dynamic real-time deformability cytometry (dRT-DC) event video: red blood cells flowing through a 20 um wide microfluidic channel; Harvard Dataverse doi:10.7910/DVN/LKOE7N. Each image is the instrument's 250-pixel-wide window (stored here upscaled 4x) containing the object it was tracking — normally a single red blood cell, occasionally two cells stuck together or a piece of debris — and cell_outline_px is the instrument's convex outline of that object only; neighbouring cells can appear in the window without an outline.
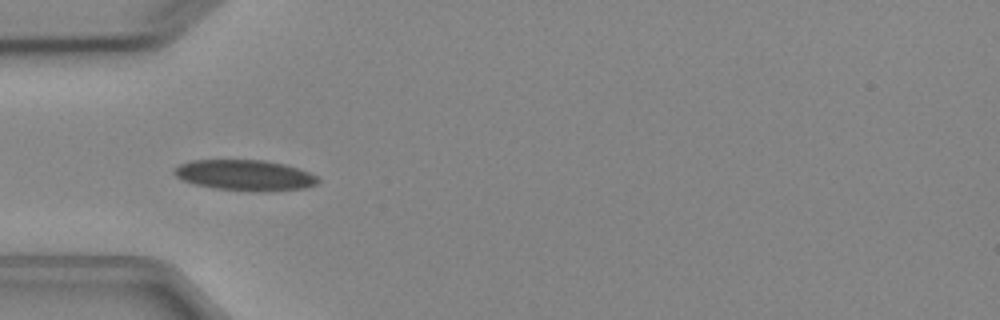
{"species": "Egyptian fruit bat (a non-hibernating species)", "species_latin": "Rousettus aegyptiacus", "temperature_condition": "cold", "stored_images_in_passage": 5, "camera_frame_rate_fps": 3000, "um_per_image_px": 0.085, "animal": {"sex": "female"}, "frame": {"image": 1, "passage_image": 3, "time_ms": 3.333, "image_size_px": [1000, 320], "cell_outline_px": [[320, 180], [316, 184], [304, 188], [264, 192], [256, 192], [212, 188], [196, 184], [184, 180], [176, 176], [172, 172], [180, 164], [192, 160], [264, 160], [284, 164], [308, 172], [316, 176]], "centroid_in_image_um": [20.82, 14.9], "position_along_channel_um": 64.2, "area_um2": 25.66}}